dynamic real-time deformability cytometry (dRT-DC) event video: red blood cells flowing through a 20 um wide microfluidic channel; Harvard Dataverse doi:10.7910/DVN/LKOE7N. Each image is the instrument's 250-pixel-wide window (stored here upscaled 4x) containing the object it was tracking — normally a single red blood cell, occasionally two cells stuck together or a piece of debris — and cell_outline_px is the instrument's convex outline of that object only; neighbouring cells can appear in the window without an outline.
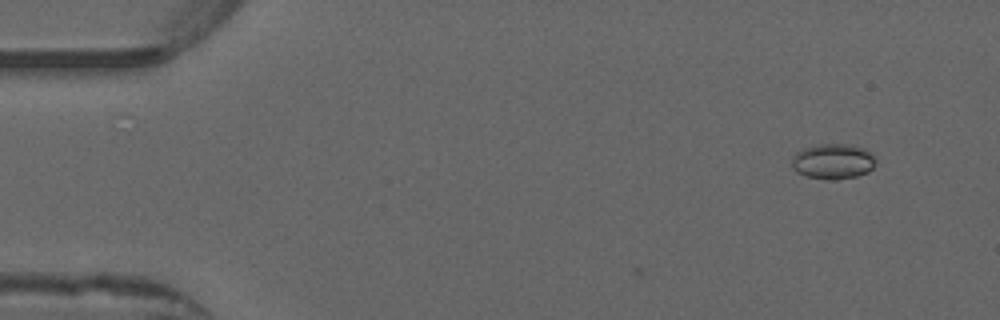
{"species": "common noctule bat (a hibernating species)", "species_latin": "Nyctalus noctula", "temperature_condition": "warm", "stored_images_in_passage": 5, "camera_frame_rate_fps": 3000, "um_per_image_px": 0.085, "animal": {"sex": "male", "forearm_length_mm": 52.5}, "frame": {"image": 1, "passage_image": 1, "time_ms": 0.0, "image_size_px": [1000, 320], "cell_outline_px": [[876, 164], [868, 172], [856, 176], [836, 180], [828, 180], [808, 176], [796, 172], [792, 168], [792, 156], [796, 152], [804, 148], [816, 144], [852, 144], [864, 148], [872, 152], [876, 156]], "centroid_in_image_um": [70.83, 13.71], "position_along_channel_um": 14.2, "area_um2": 17.63}}